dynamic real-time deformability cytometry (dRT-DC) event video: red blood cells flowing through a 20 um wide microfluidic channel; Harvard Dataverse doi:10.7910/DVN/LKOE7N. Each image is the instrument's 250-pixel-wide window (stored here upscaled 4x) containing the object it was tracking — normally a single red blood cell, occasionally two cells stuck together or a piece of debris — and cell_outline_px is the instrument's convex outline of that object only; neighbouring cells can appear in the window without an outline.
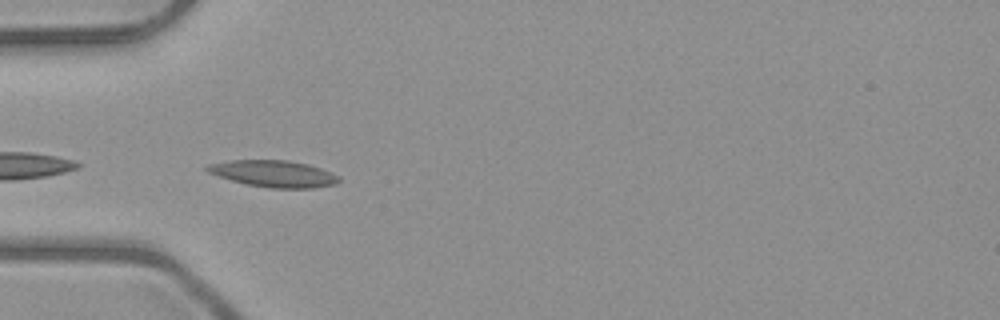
{"species": "common noctule bat (a hibernating species)", "species_latin": "Nyctalus noctula", "temperature_condition": "room temperature", "stored_images_in_passage": 21, "camera_frame_rate_fps": 3000, "um_per_image_px": 0.085, "animal": {"sex": "male", "body_mass_g": 23.1, "forearm_length_mm": 52.7}, "frame": {"image": 1, "passage_image": 1, "time_ms": 0.0, "image_size_px": [1000, 320], "cell_outline_px": [[340, 180], [336, 184], [312, 188], [268, 188], [244, 184], [208, 172], [204, 168], [208, 164], [232, 160], [288, 160], [308, 164], [332, 172], [340, 176]], "centroid_in_image_um": [23.29, 14.76], "position_along_channel_um": 61.7, "area_um2": 20.52}}
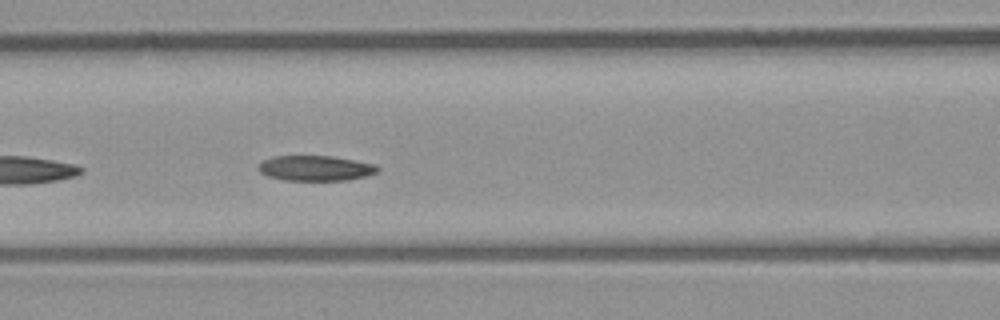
{"frame": {"image": 2, "passage_image": 7, "time_ms": 2.0, "image_size_px": [1000, 320], "cell_outline_px": [[380, 172], [348, 180], [284, 180], [268, 176], [260, 172], [256, 168], [256, 164], [272, 156], [332, 156], [356, 160], [376, 164], [380, 168]], "centroid_in_image_um": [26.81, 14.29], "position_along_channel_um": 139.8, "area_um2": 17.74}}
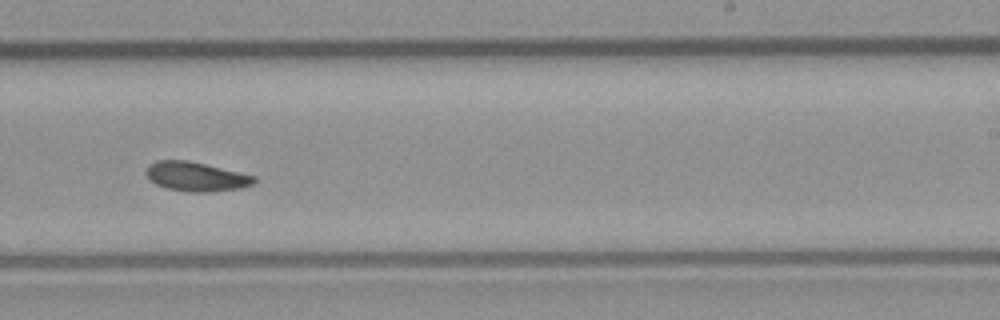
{"frame": {"image": 3, "passage_image": 17, "time_ms": 5.333, "image_size_px": [1000, 320], "cell_outline_px": [[256, 180], [252, 184], [240, 188], [208, 192], [188, 192], [168, 188], [156, 184], [148, 180], [144, 172], [148, 164], [156, 160], [188, 160], [240, 172], [256, 176]], "centroid_in_image_um": [16.61, 15.0], "position_along_channel_um": 272.4, "area_um2": 18.55}}